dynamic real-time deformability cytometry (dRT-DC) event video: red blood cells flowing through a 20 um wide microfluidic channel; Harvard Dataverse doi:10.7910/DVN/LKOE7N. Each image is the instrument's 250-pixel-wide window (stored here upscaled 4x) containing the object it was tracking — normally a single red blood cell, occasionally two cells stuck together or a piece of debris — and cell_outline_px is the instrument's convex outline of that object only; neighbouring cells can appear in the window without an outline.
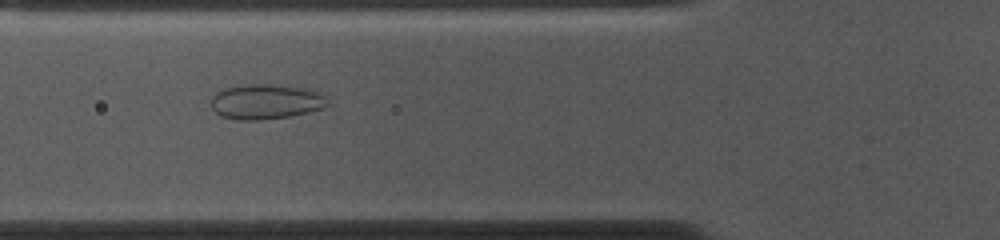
{"species": "common noctule bat (a hibernating species)", "species_latin": "Nyctalus noctula", "temperature_condition": "cold", "stored_images_in_passage": 53, "camera_frame_rate_fps": 3000, "um_per_image_px": 0.085, "animal": {"sex": "female", "body_mass_g": 10.0, "forearm_length_mm": 53.1}, "frame": {"image": 1, "passage_image": 18, "time_ms": 5.667, "image_size_px": [1000, 240], "cell_outline_px": [[328, 104], [324, 108], [308, 112], [288, 116], [260, 120], [236, 120], [220, 116], [212, 108], [212, 96], [216, 92], [224, 88], [248, 84], [264, 84], [300, 88], [316, 92], [324, 96], [328, 100]], "centroid_in_image_um": [22.55, 8.66], "position_along_channel_um": 103.3, "area_um2": 23.47}}
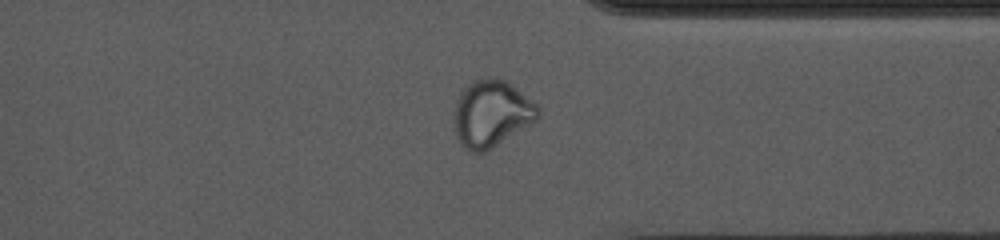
{"frame": {"image": 2, "passage_image": 40, "time_ms": 13.0, "image_size_px": [1000, 240], "cell_outline_px": [[540, 116], [536, 120], [484, 152], [472, 152], [456, 136], [452, 124], [452, 112], [456, 100], [460, 92], [468, 84], [476, 80], [488, 76], [504, 80], [536, 104], [540, 108]], "centroid_in_image_um": [41.72, 9.63], "position_along_channel_um": 369.7, "area_um2": 32.31}}
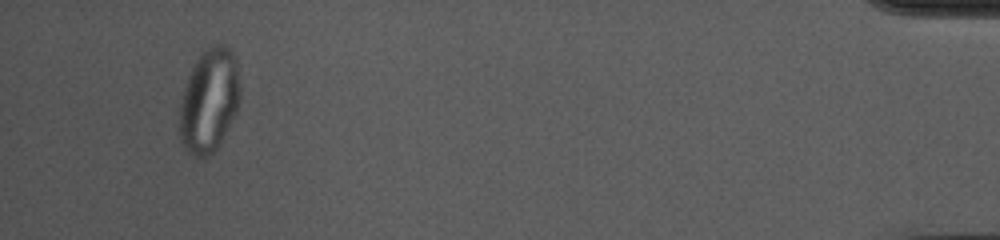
{"frame": {"image": 3, "passage_image": 50, "time_ms": 16.333, "image_size_px": [1000, 240], "cell_outline_px": [[240, 100], [236, 112], [220, 144], [208, 156], [196, 156], [188, 152], [184, 148], [180, 140], [180, 104], [184, 88], [188, 76], [196, 60], [212, 44], [224, 44], [236, 56], [240, 92]], "centroid_in_image_um": [17.79, 8.54], "position_along_channel_um": 417.4, "area_um2": 36.41}}